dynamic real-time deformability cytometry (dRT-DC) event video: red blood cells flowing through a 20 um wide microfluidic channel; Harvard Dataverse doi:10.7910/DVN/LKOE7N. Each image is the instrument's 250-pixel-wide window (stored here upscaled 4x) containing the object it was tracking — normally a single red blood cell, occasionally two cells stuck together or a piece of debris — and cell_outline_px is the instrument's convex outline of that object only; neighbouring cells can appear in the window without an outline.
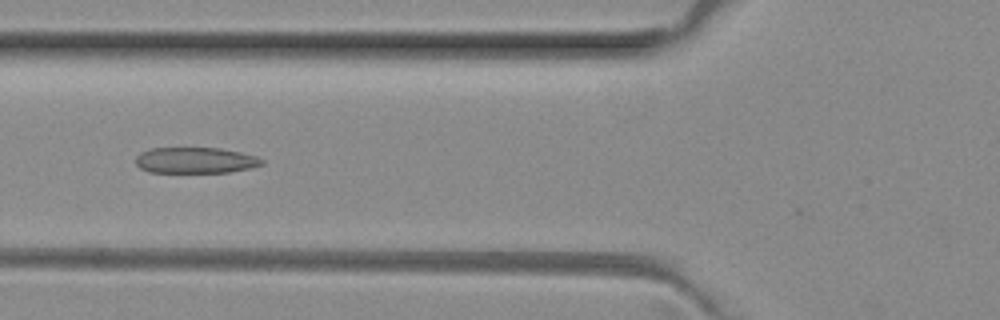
{"species": "common noctule bat (a hibernating species)", "species_latin": "Nyctalus noctula", "temperature_condition": "room temperature", "stored_images_in_passage": 5, "camera_frame_rate_fps": 3000, "um_per_image_px": 0.085, "animal": {"sex": "female", "body_mass_g": 29.2, "forearm_length_mm": 56.3}, "frame": {"image": 1, "passage_image": 5, "time_ms": 1.333, "image_size_px": [1000, 320], "cell_outline_px": [[264, 164], [252, 168], [228, 172], [148, 172], [140, 168], [136, 164], [136, 156], [140, 152], [152, 148], [220, 148], [240, 152], [256, 156], [264, 160]], "centroid_in_image_um": [16.62, 13.62], "position_along_channel_um": 109.2, "area_um2": 19.13}}